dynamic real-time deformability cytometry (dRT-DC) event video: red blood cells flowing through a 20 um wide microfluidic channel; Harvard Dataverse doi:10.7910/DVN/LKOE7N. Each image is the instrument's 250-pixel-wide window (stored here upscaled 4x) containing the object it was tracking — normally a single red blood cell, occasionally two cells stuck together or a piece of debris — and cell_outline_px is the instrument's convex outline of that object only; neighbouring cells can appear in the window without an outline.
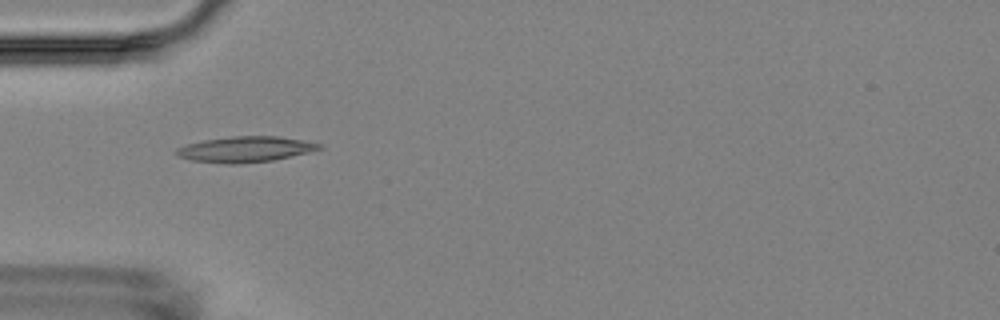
{"species": "Egyptian fruit bat (a non-hibernating species)", "species_latin": "Rousettus aegyptiacus", "temperature_condition": "room temperature", "stored_images_in_passage": 4, "camera_frame_rate_fps": 3000, "um_per_image_px": 0.085, "animal": {"sex": "female"}, "frame": {"image": 1, "passage_image": 4, "time_ms": 3.333, "image_size_px": [1000, 320], "cell_outline_px": [[324, 148], [308, 152], [272, 160], [240, 164], [228, 164], [192, 160], [176, 156], [172, 152], [176, 148], [188, 144], [204, 140], [232, 136], [280, 136], [324, 144]], "centroid_in_image_um": [20.84, 12.69], "position_along_channel_um": 64.2, "area_um2": 21.44}}